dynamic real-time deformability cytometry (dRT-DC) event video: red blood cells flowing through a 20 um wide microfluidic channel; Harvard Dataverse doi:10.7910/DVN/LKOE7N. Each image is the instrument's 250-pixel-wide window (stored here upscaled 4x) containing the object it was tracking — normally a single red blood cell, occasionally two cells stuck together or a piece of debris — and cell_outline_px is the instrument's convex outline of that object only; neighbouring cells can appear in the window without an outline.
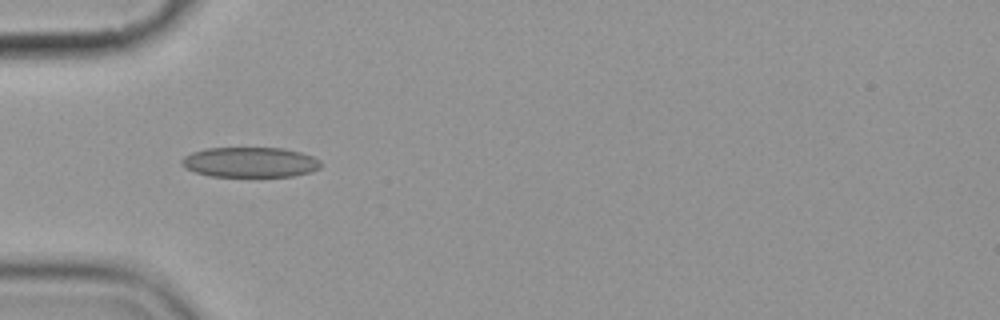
{"species": "common noctule bat (a hibernating species)", "species_latin": "Nyctalus noctula", "temperature_condition": "cold", "stored_images_in_passage": 5, "camera_frame_rate_fps": 3000, "um_per_image_px": 0.085, "animal": {"sex": "female", "body_mass_g": 19.9}, "frame": {"image": 1, "passage_image": 4, "time_ms": 3.333, "image_size_px": [1000, 320], "cell_outline_px": [[320, 168], [312, 172], [292, 176], [212, 176], [196, 172], [184, 168], [180, 164], [180, 160], [184, 156], [192, 152], [204, 148], [284, 148], [300, 152], [312, 156], [320, 160]], "centroid_in_image_um": [21.24, 13.78], "position_along_channel_um": 63.8, "area_um2": 24.51}}
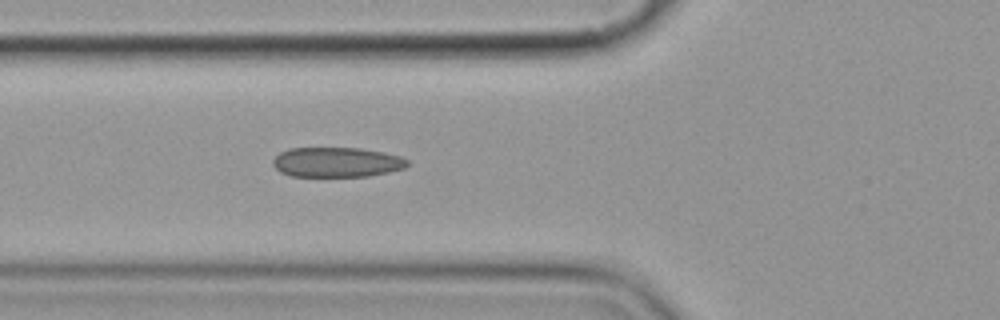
{"frame": {"image": 2, "passage_image": 5, "time_ms": 4.333, "image_size_px": [1000, 320], "cell_outline_px": [[408, 164], [404, 168], [388, 172], [368, 176], [292, 176], [280, 172], [272, 164], [272, 160], [280, 152], [288, 148], [360, 148], [384, 152], [400, 156], [408, 160]], "centroid_in_image_um": [28.61, 13.78], "position_along_channel_um": 97.2, "area_um2": 23.41}}